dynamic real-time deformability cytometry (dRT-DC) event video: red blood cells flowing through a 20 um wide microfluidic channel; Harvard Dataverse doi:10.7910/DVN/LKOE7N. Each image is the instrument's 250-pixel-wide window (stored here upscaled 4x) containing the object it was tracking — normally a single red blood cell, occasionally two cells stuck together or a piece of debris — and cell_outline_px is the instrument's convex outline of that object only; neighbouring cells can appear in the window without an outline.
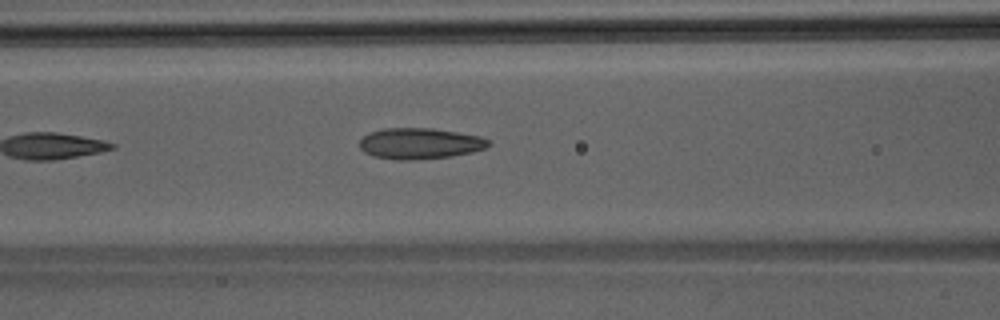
{"species": "Egyptian fruit bat (a non-hibernating species)", "species_latin": "Rousettus aegyptiacus", "temperature_condition": "room temperature", "stored_images_in_passage": 5, "camera_frame_rate_fps": 3000, "um_per_image_px": 0.085, "animal": {"sex": "male"}, "frame": {"image": 1, "passage_image": 5, "time_ms": 1.333, "image_size_px": [1000, 320], "cell_outline_px": [[492, 144], [484, 148], [472, 152], [452, 156], [412, 160], [396, 160], [372, 156], [364, 152], [360, 148], [360, 140], [368, 132], [384, 128], [432, 128], [480, 136], [488, 140]], "centroid_in_image_um": [35.66, 12.2], "position_along_channel_um": 130.9, "area_um2": 23.35}}